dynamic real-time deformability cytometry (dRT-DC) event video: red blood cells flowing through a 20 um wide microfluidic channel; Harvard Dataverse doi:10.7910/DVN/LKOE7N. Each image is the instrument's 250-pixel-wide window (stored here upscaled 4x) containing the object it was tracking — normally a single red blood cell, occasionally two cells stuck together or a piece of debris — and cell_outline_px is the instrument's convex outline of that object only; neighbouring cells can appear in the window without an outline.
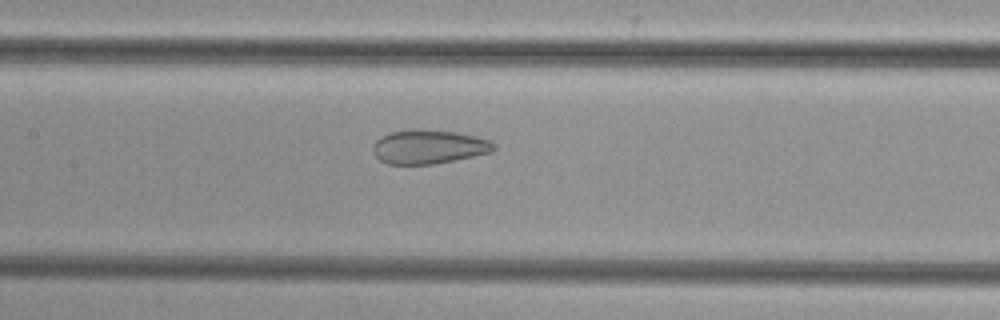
{"species": "common noctule bat (a hibernating species)", "species_latin": "Nyctalus noctula", "temperature_condition": "cold", "stored_images_in_passage": 45, "camera_frame_rate_fps": 3000, "um_per_image_px": 0.085, "animal": {"sex": "female", "body_mass_g": 29.2, "forearm_length_mm": 56.3}, "frame": {"image": 1, "passage_image": 18, "time_ms": 5.667, "image_size_px": [1000, 320], "cell_outline_px": [[496, 148], [492, 152], [432, 164], [388, 164], [380, 160], [372, 152], [372, 144], [380, 136], [392, 132], [412, 128], [420, 128], [456, 132], [476, 136], [492, 140], [496, 144]], "centroid_in_image_um": [36.43, 12.45], "position_along_channel_um": 171.0, "area_um2": 24.22}}
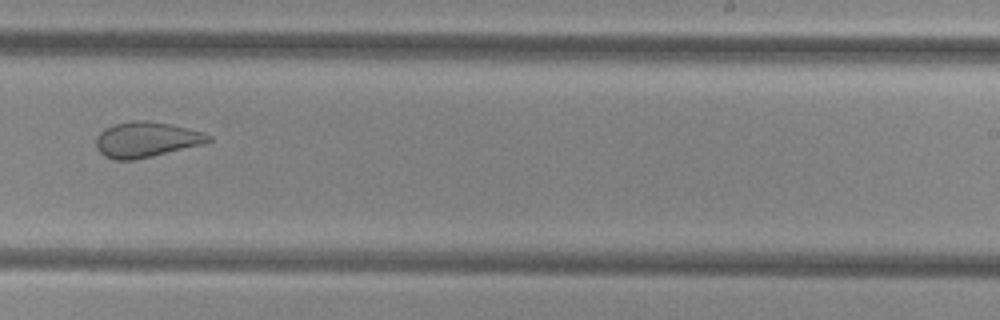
{"frame": {"image": 2, "passage_image": 26, "time_ms": 8.333, "image_size_px": [1000, 320], "cell_outline_px": [[212, 140], [204, 144], [136, 160], [116, 160], [104, 156], [96, 148], [96, 136], [104, 128], [112, 124], [132, 120], [148, 120], [168, 124], [204, 132], [212, 136]], "centroid_in_image_um": [12.42, 11.86], "position_along_channel_um": 276.6, "area_um2": 23.41}}
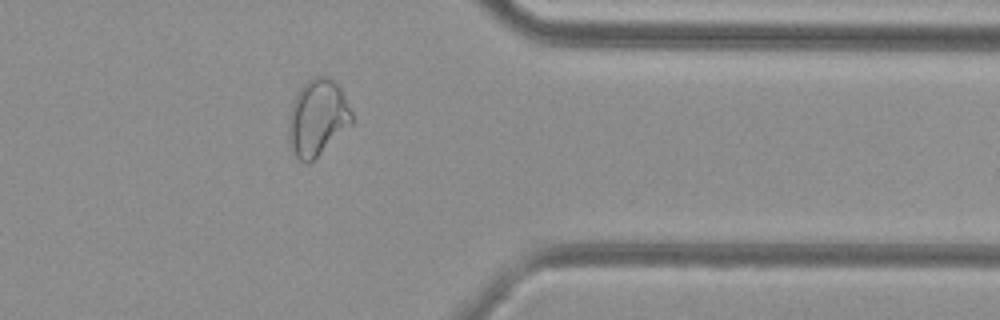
{"frame": {"image": 3, "passage_image": 35, "time_ms": 11.333, "image_size_px": [1000, 320], "cell_outline_px": [[352, 124], [308, 164], [304, 164], [296, 156], [288, 144], [288, 116], [292, 104], [300, 88], [312, 76], [328, 76], [340, 88], [352, 112]], "centroid_in_image_um": [26.96, 10.01], "position_along_channel_um": 384.4, "area_um2": 28.03}}